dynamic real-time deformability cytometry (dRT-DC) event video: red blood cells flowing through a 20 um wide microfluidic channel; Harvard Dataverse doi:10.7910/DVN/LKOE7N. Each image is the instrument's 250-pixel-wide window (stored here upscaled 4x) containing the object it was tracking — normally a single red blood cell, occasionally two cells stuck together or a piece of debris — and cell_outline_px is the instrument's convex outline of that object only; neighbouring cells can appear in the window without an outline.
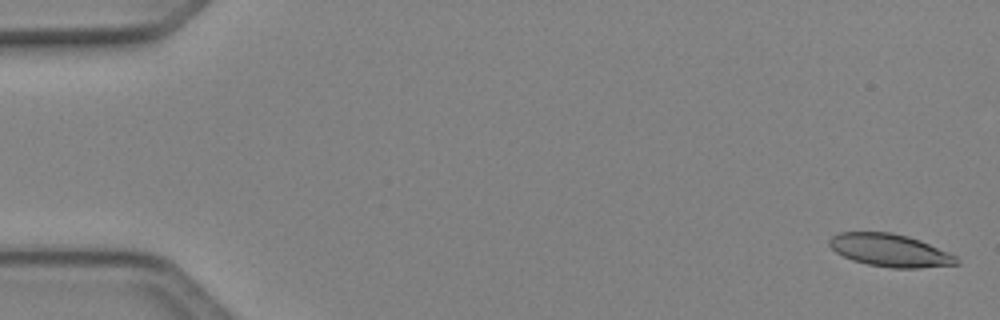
{"species": "Egyptian fruit bat (a non-hibernating species)", "species_latin": "Rousettus aegyptiacus", "temperature_condition": "cold", "stored_images_in_passage": 50, "camera_frame_rate_fps": 3000, "um_per_image_px": 0.085, "animal": {"sex": "female"}, "frame": {"image": 1, "passage_image": 2, "time_ms": 0.333, "image_size_px": [1000, 320], "cell_outline_px": [[960, 264], [920, 268], [892, 268], [868, 264], [852, 260], [836, 252], [828, 244], [828, 240], [832, 236], [840, 232], [892, 232], [908, 236], [920, 240], [948, 252], [956, 256], [960, 260]], "centroid_in_image_um": [75.66, 21.28], "position_along_channel_um": 9.3, "area_um2": 24.28}}
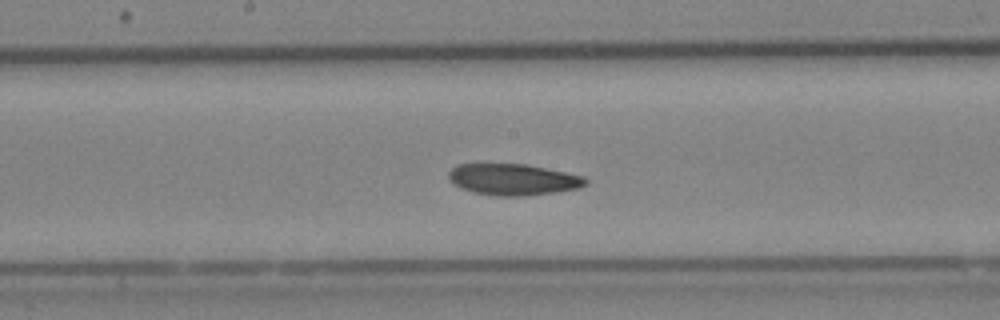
{"frame": {"image": 2, "passage_image": 27, "time_ms": 8.667, "image_size_px": [1000, 320], "cell_outline_px": [[588, 184], [580, 188], [556, 192], [524, 196], [496, 196], [472, 192], [460, 188], [448, 180], [448, 172], [456, 164], [528, 164], [584, 176], [588, 180]], "centroid_in_image_um": [43.62, 15.26], "position_along_channel_um": 204.6, "area_um2": 25.32}}
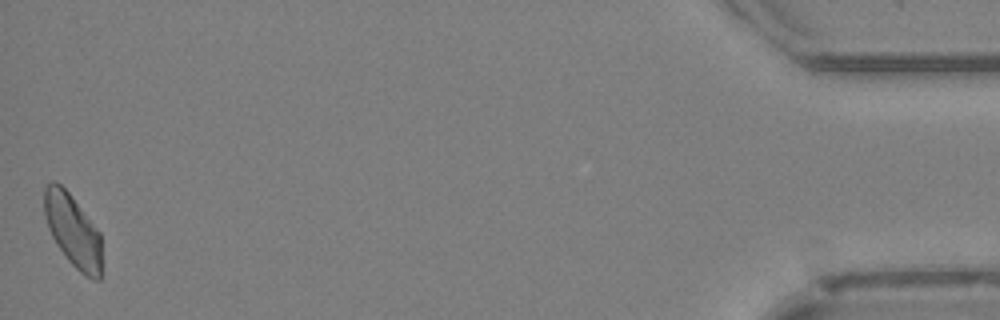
{"frame": {"image": 3, "passage_image": 50, "time_ms": 16.333, "image_size_px": [1000, 320], "cell_outline_px": [[100, 280], [92, 280], [84, 276], [68, 260], [52, 236], [48, 228], [44, 212], [44, 188], [52, 180], [60, 184], [68, 192], [100, 232]], "centroid_in_image_um": [6.18, 19.6], "position_along_channel_um": 429.0, "area_um2": 23.93}, "authors_computed_cell_mechanics": {"area_um2": 24.7384, "velocity_mm_per_s": 4.1096, "shape_relaxation_time_tau1_ms": 3.491, "shape_relaxation_time_tau2_ms": 8.3127, "deformation_change_tau1": 0.1099, "deformation_change_tau2": 0.1168}}